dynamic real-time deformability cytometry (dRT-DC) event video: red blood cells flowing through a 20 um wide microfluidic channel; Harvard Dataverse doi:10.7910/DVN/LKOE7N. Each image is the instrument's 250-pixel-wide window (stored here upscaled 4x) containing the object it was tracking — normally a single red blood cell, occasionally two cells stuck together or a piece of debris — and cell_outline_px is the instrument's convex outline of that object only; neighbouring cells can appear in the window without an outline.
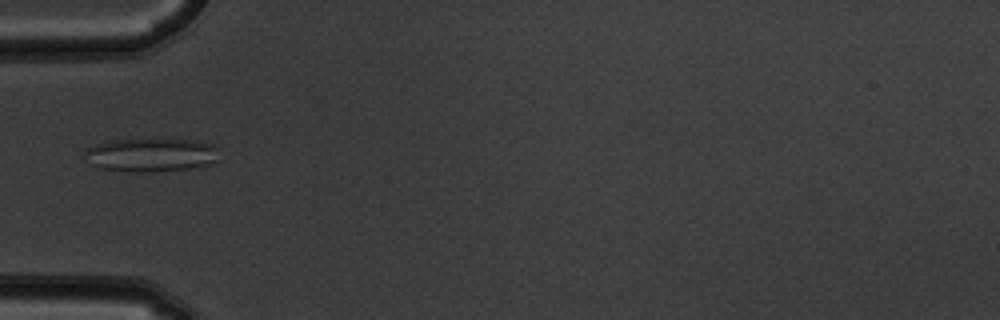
{"species": "common noctule bat (a hibernating species)", "species_latin": "Nyctalus noctula", "temperature_condition": "warm", "stored_images_in_passage": 4, "camera_frame_rate_fps": 3000, "um_per_image_px": 0.085, "animal": {"sex": "male", "body_mass_g": 19.5, "forearm_length_mm": 54.6}, "frame": {"image": 1, "passage_image": 1, "time_ms": 0.0, "image_size_px": [1000, 320], "cell_outline_px": [[220, 160], [208, 164], [188, 168], [152, 172], [128, 172], [100, 168], [92, 164], [84, 152], [88, 148], [112, 140], [192, 140], [216, 144], [220, 148]], "centroid_in_image_um": [12.95, 13.18], "position_along_channel_um": 72.1, "area_um2": 26.13}}
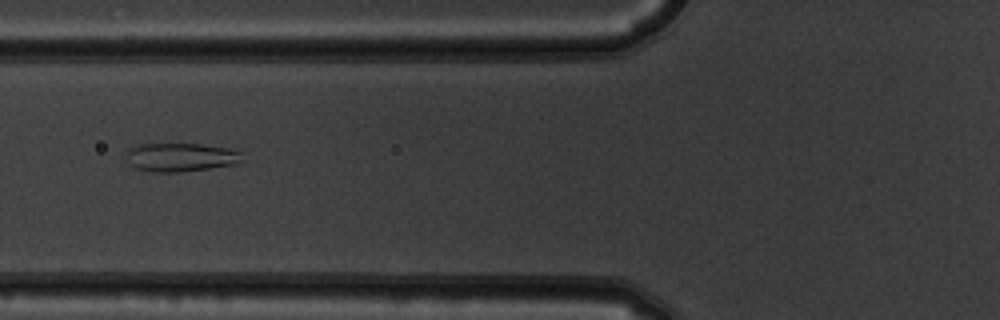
{"frame": {"image": 2, "passage_image": 2, "time_ms": 0.333, "image_size_px": [1000, 320], "cell_outline_px": [[244, 160], [240, 164], [180, 172], [152, 172], [136, 168], [128, 164], [124, 156], [128, 148], [140, 144], [204, 144], [228, 148], [244, 152]], "centroid_in_image_um": [15.39, 13.36], "position_along_channel_um": 110.4, "area_um2": 19.88}}